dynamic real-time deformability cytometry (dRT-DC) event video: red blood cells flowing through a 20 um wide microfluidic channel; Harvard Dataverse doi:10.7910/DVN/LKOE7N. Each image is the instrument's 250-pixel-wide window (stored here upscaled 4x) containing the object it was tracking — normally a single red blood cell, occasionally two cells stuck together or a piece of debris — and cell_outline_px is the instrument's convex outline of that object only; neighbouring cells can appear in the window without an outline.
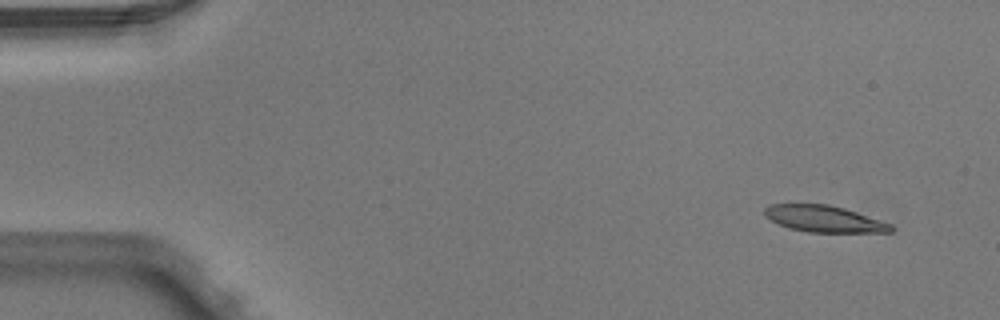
{"species": "Egyptian fruit bat (a non-hibernating species)", "species_latin": "Rousettus aegyptiacus", "temperature_condition": "warm", "stored_images_in_passage": 4, "camera_frame_rate_fps": 3000, "um_per_image_px": 0.085, "animal": {"sex": "male"}, "frame": {"image": 1, "passage_image": 1, "time_ms": 0.0, "image_size_px": [1000, 320], "cell_outline_px": [[896, 228], [892, 232], [808, 232], [788, 228], [764, 216], [764, 208], [772, 204], [828, 204], [844, 208], [892, 224]], "centroid_in_image_um": [70.06, 18.6], "position_along_channel_um": 14.9, "area_um2": 19.48}}
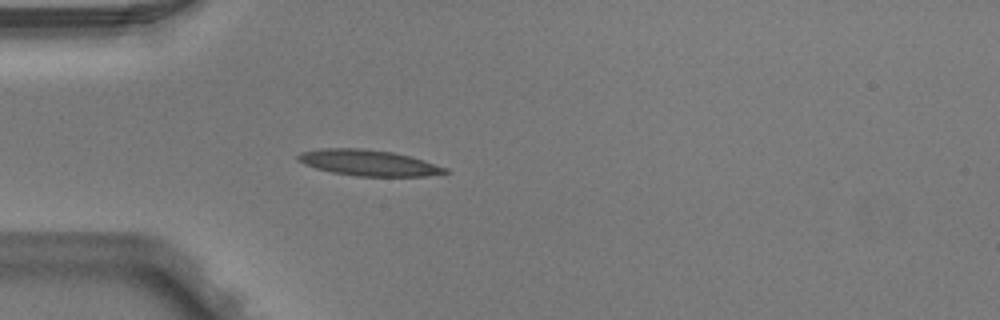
{"frame": {"image": 2, "passage_image": 4, "time_ms": 1.0, "image_size_px": [1000, 320], "cell_outline_px": [[448, 172], [428, 176], [356, 176], [332, 172], [316, 168], [304, 164], [296, 160], [296, 156], [300, 152], [320, 148], [360, 148], [392, 152], [408, 156], [448, 168]], "centroid_in_image_um": [31.26, 13.83], "position_along_channel_um": 53.7, "area_um2": 22.08}}